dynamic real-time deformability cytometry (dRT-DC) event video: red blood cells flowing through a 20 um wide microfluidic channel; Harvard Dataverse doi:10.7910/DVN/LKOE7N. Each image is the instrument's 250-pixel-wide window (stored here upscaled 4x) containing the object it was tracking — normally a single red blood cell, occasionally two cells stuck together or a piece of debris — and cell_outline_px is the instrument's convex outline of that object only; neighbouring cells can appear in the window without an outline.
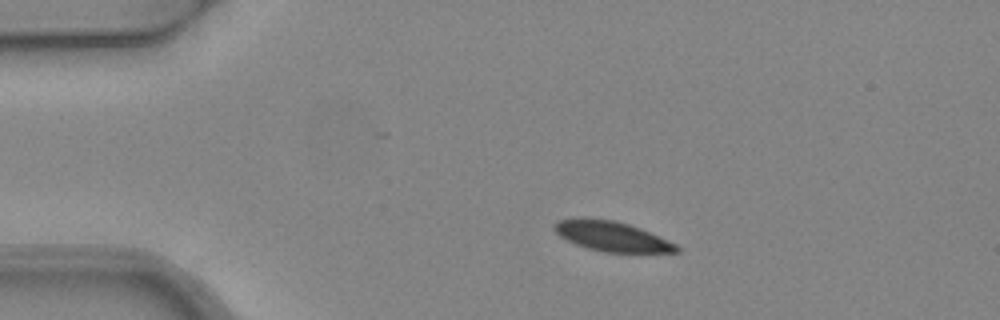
{"species": "common noctule bat (a hibernating species)", "species_latin": "Nyctalus noctula", "temperature_condition": "warm", "stored_images_in_passage": 3, "camera_frame_rate_fps": 3000, "um_per_image_px": 0.085, "animal": {"sex": "female", "body_mass_g": 24.6, "forearm_length_mm": 56.2}, "frame": {"image": 1, "passage_image": 2, "time_ms": 0.333, "image_size_px": [1000, 320], "cell_outline_px": [[680, 252], [604, 252], [588, 248], [576, 244], [560, 236], [552, 228], [552, 224], [556, 220], [580, 216], [584, 216], [612, 220], [628, 224], [640, 228], [668, 240], [676, 244], [680, 248]], "centroid_in_image_um": [51.94, 20.05], "position_along_channel_um": 33.1, "area_um2": 21.5}}